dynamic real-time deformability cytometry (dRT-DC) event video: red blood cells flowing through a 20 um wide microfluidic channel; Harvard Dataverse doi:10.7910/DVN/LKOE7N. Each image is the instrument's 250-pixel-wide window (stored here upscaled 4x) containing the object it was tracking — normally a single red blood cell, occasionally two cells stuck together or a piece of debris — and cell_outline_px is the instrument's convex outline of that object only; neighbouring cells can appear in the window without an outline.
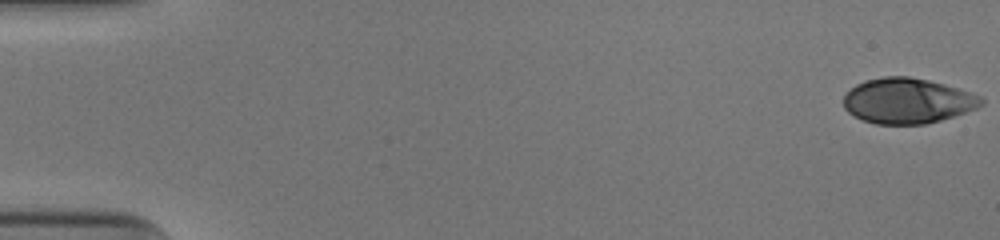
{"species": "human", "species_latin": "Homo sapiens", "temperature_condition": "cold", "stored_images_in_passage": 18, "camera_frame_rate_fps": 3000, "um_per_image_px": 0.085, "donor": {"sex": "male"}, "frame": {"image": 1, "passage_image": 1, "time_ms": 0.0, "image_size_px": [1000, 240], "cell_outline_px": [[984, 104], [976, 108], [940, 120], [924, 124], [876, 124], [852, 116], [844, 108], [844, 96], [856, 84], [864, 80], [884, 76], [908, 76], [928, 80], [944, 84], [972, 92], [984, 96]], "centroid_in_image_um": [77.15, 8.56], "position_along_channel_um": 7.9, "area_um2": 36.47}}
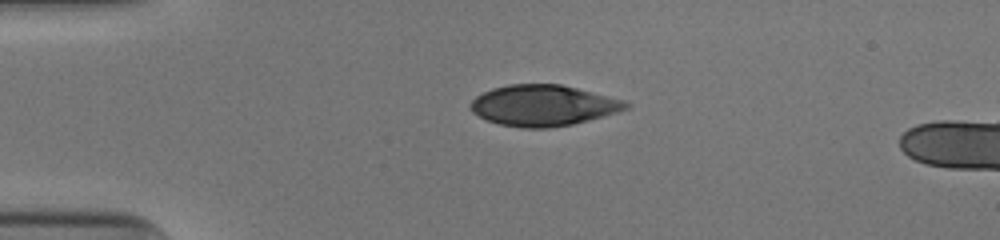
{"frame": {"image": 2, "passage_image": 13, "time_ms": 4.0, "image_size_px": [1000, 240], "cell_outline_px": [[628, 108], [620, 112], [572, 124], [548, 128], [520, 128], [500, 124], [488, 120], [472, 112], [468, 104], [476, 96], [492, 88], [508, 84], [560, 84], [624, 100], [628, 104]], "centroid_in_image_um": [46.15, 8.96], "position_along_channel_um": 38.9, "area_um2": 36.93}}